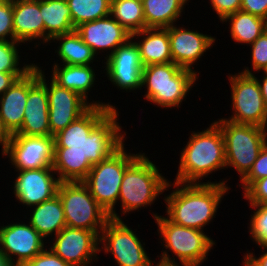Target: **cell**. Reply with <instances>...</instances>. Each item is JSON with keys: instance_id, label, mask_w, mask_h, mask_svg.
<instances>
[{"instance_id": "obj_1", "label": "cell", "mask_w": 267, "mask_h": 266, "mask_svg": "<svg viewBox=\"0 0 267 266\" xmlns=\"http://www.w3.org/2000/svg\"><path fill=\"white\" fill-rule=\"evenodd\" d=\"M119 110L91 106L54 137L52 168L60 182H82L94 164L110 157L127 140Z\"/></svg>"}, {"instance_id": "obj_2", "label": "cell", "mask_w": 267, "mask_h": 266, "mask_svg": "<svg viewBox=\"0 0 267 266\" xmlns=\"http://www.w3.org/2000/svg\"><path fill=\"white\" fill-rule=\"evenodd\" d=\"M164 195L166 215L174 224L204 231L213 222L230 186L216 183H181L168 181Z\"/></svg>"}, {"instance_id": "obj_3", "label": "cell", "mask_w": 267, "mask_h": 266, "mask_svg": "<svg viewBox=\"0 0 267 266\" xmlns=\"http://www.w3.org/2000/svg\"><path fill=\"white\" fill-rule=\"evenodd\" d=\"M188 138L179 155L174 182L228 185V179L203 182L208 175L226 170L225 140L220 127L213 121L202 131H192Z\"/></svg>"}, {"instance_id": "obj_4", "label": "cell", "mask_w": 267, "mask_h": 266, "mask_svg": "<svg viewBox=\"0 0 267 266\" xmlns=\"http://www.w3.org/2000/svg\"><path fill=\"white\" fill-rule=\"evenodd\" d=\"M151 214L158 227L159 242L165 248L157 256L159 262L175 266H201L208 259L211 249L216 245L211 236L202 230L174 224L164 214ZM168 251L172 252L170 254L173 257Z\"/></svg>"}, {"instance_id": "obj_5", "label": "cell", "mask_w": 267, "mask_h": 266, "mask_svg": "<svg viewBox=\"0 0 267 266\" xmlns=\"http://www.w3.org/2000/svg\"><path fill=\"white\" fill-rule=\"evenodd\" d=\"M160 172L156 163L143 151L125 169L118 199L121 207L119 220L127 213L154 205L157 197L163 195L169 180Z\"/></svg>"}, {"instance_id": "obj_6", "label": "cell", "mask_w": 267, "mask_h": 266, "mask_svg": "<svg viewBox=\"0 0 267 266\" xmlns=\"http://www.w3.org/2000/svg\"><path fill=\"white\" fill-rule=\"evenodd\" d=\"M198 78L195 72L181 68L173 62L144 66L142 87L147 90L143 98L154 104V107L180 108Z\"/></svg>"}, {"instance_id": "obj_7", "label": "cell", "mask_w": 267, "mask_h": 266, "mask_svg": "<svg viewBox=\"0 0 267 266\" xmlns=\"http://www.w3.org/2000/svg\"><path fill=\"white\" fill-rule=\"evenodd\" d=\"M125 145L126 143L107 159L94 164L82 181L109 217L116 220H119L115 209L125 169L142 153L131 154L125 149Z\"/></svg>"}, {"instance_id": "obj_8", "label": "cell", "mask_w": 267, "mask_h": 266, "mask_svg": "<svg viewBox=\"0 0 267 266\" xmlns=\"http://www.w3.org/2000/svg\"><path fill=\"white\" fill-rule=\"evenodd\" d=\"M214 122L220 127L225 140L226 168L235 169L241 181L252 168L267 141V129L222 118Z\"/></svg>"}, {"instance_id": "obj_9", "label": "cell", "mask_w": 267, "mask_h": 266, "mask_svg": "<svg viewBox=\"0 0 267 266\" xmlns=\"http://www.w3.org/2000/svg\"><path fill=\"white\" fill-rule=\"evenodd\" d=\"M57 195L68 227L87 229L100 236L110 217L83 182H60Z\"/></svg>"}, {"instance_id": "obj_10", "label": "cell", "mask_w": 267, "mask_h": 266, "mask_svg": "<svg viewBox=\"0 0 267 266\" xmlns=\"http://www.w3.org/2000/svg\"><path fill=\"white\" fill-rule=\"evenodd\" d=\"M137 235L123 219L110 218L99 236V252L111 254L118 266H150L155 260L148 256L146 244Z\"/></svg>"}, {"instance_id": "obj_11", "label": "cell", "mask_w": 267, "mask_h": 266, "mask_svg": "<svg viewBox=\"0 0 267 266\" xmlns=\"http://www.w3.org/2000/svg\"><path fill=\"white\" fill-rule=\"evenodd\" d=\"M231 90L232 114L229 120L238 124H251L267 129V107L255 74L238 72L228 74Z\"/></svg>"}, {"instance_id": "obj_12", "label": "cell", "mask_w": 267, "mask_h": 266, "mask_svg": "<svg viewBox=\"0 0 267 266\" xmlns=\"http://www.w3.org/2000/svg\"><path fill=\"white\" fill-rule=\"evenodd\" d=\"M39 65V80L46 86L49 103L50 136L62 131L83 115L91 105L73 90L66 89L45 74ZM50 80V82H49Z\"/></svg>"}, {"instance_id": "obj_13", "label": "cell", "mask_w": 267, "mask_h": 266, "mask_svg": "<svg viewBox=\"0 0 267 266\" xmlns=\"http://www.w3.org/2000/svg\"><path fill=\"white\" fill-rule=\"evenodd\" d=\"M18 220L0 226V253L12 266H22L48 247L27 220Z\"/></svg>"}, {"instance_id": "obj_14", "label": "cell", "mask_w": 267, "mask_h": 266, "mask_svg": "<svg viewBox=\"0 0 267 266\" xmlns=\"http://www.w3.org/2000/svg\"><path fill=\"white\" fill-rule=\"evenodd\" d=\"M102 64H104L102 66L103 72H105L108 80L119 91L129 93L137 89L142 90L144 66L140 58L139 48L132 38L119 46L110 56L102 59Z\"/></svg>"}, {"instance_id": "obj_15", "label": "cell", "mask_w": 267, "mask_h": 266, "mask_svg": "<svg viewBox=\"0 0 267 266\" xmlns=\"http://www.w3.org/2000/svg\"><path fill=\"white\" fill-rule=\"evenodd\" d=\"M49 241V249L72 266L98 261L99 236L94 231L66 226Z\"/></svg>"}, {"instance_id": "obj_16", "label": "cell", "mask_w": 267, "mask_h": 266, "mask_svg": "<svg viewBox=\"0 0 267 266\" xmlns=\"http://www.w3.org/2000/svg\"><path fill=\"white\" fill-rule=\"evenodd\" d=\"M53 136L11 135L7 150L2 155L9 158L15 170L52 167L54 158ZM7 156V157H6Z\"/></svg>"}, {"instance_id": "obj_17", "label": "cell", "mask_w": 267, "mask_h": 266, "mask_svg": "<svg viewBox=\"0 0 267 266\" xmlns=\"http://www.w3.org/2000/svg\"><path fill=\"white\" fill-rule=\"evenodd\" d=\"M14 171L17 176L13 182L12 193L18 204H22L26 209L57 195L60 180L52 167Z\"/></svg>"}, {"instance_id": "obj_18", "label": "cell", "mask_w": 267, "mask_h": 266, "mask_svg": "<svg viewBox=\"0 0 267 266\" xmlns=\"http://www.w3.org/2000/svg\"><path fill=\"white\" fill-rule=\"evenodd\" d=\"M181 25L179 27L176 23L169 27L172 61L179 67L191 70L199 76L200 72L197 73V70L193 69L194 65L201 60L206 51L213 48L216 38Z\"/></svg>"}, {"instance_id": "obj_19", "label": "cell", "mask_w": 267, "mask_h": 266, "mask_svg": "<svg viewBox=\"0 0 267 266\" xmlns=\"http://www.w3.org/2000/svg\"><path fill=\"white\" fill-rule=\"evenodd\" d=\"M38 64L29 71V92L23 124L16 134L50 136L48 95L46 86L39 80Z\"/></svg>"}, {"instance_id": "obj_20", "label": "cell", "mask_w": 267, "mask_h": 266, "mask_svg": "<svg viewBox=\"0 0 267 266\" xmlns=\"http://www.w3.org/2000/svg\"><path fill=\"white\" fill-rule=\"evenodd\" d=\"M75 31L96 55L100 56L103 52L104 59L131 38V33L111 15L82 23L75 28Z\"/></svg>"}, {"instance_id": "obj_21", "label": "cell", "mask_w": 267, "mask_h": 266, "mask_svg": "<svg viewBox=\"0 0 267 266\" xmlns=\"http://www.w3.org/2000/svg\"><path fill=\"white\" fill-rule=\"evenodd\" d=\"M13 29L15 41L23 45L35 41L34 48L45 45V26L40 12V0H13Z\"/></svg>"}, {"instance_id": "obj_22", "label": "cell", "mask_w": 267, "mask_h": 266, "mask_svg": "<svg viewBox=\"0 0 267 266\" xmlns=\"http://www.w3.org/2000/svg\"><path fill=\"white\" fill-rule=\"evenodd\" d=\"M93 65H66V64H53L50 71V77L58 83L60 86L73 90L84 98L91 106L109 107L113 110H118L116 105H112L110 102H103L100 100H92L89 95L95 86L97 73L95 72ZM96 73V74H95Z\"/></svg>"}, {"instance_id": "obj_23", "label": "cell", "mask_w": 267, "mask_h": 266, "mask_svg": "<svg viewBox=\"0 0 267 266\" xmlns=\"http://www.w3.org/2000/svg\"><path fill=\"white\" fill-rule=\"evenodd\" d=\"M29 92V72L17 79L0 96V118L10 135L16 134L22 124Z\"/></svg>"}, {"instance_id": "obj_24", "label": "cell", "mask_w": 267, "mask_h": 266, "mask_svg": "<svg viewBox=\"0 0 267 266\" xmlns=\"http://www.w3.org/2000/svg\"><path fill=\"white\" fill-rule=\"evenodd\" d=\"M131 38L139 48L143 66L173 62L170 48L169 27L145 28L142 31L132 33Z\"/></svg>"}, {"instance_id": "obj_25", "label": "cell", "mask_w": 267, "mask_h": 266, "mask_svg": "<svg viewBox=\"0 0 267 266\" xmlns=\"http://www.w3.org/2000/svg\"><path fill=\"white\" fill-rule=\"evenodd\" d=\"M27 209L28 222L47 241L66 227L63 205L58 195ZM51 236V237H50ZM50 237V238H49Z\"/></svg>"}, {"instance_id": "obj_26", "label": "cell", "mask_w": 267, "mask_h": 266, "mask_svg": "<svg viewBox=\"0 0 267 266\" xmlns=\"http://www.w3.org/2000/svg\"><path fill=\"white\" fill-rule=\"evenodd\" d=\"M51 40L49 45L52 42H56L55 44L59 42L54 52L57 53L56 55L59 60L57 59L53 64L96 65L93 62L101 59V57H97L76 31L57 35ZM58 61L60 63H57Z\"/></svg>"}, {"instance_id": "obj_27", "label": "cell", "mask_w": 267, "mask_h": 266, "mask_svg": "<svg viewBox=\"0 0 267 266\" xmlns=\"http://www.w3.org/2000/svg\"><path fill=\"white\" fill-rule=\"evenodd\" d=\"M40 12L45 26V47L53 37L75 31L67 0H40Z\"/></svg>"}, {"instance_id": "obj_28", "label": "cell", "mask_w": 267, "mask_h": 266, "mask_svg": "<svg viewBox=\"0 0 267 266\" xmlns=\"http://www.w3.org/2000/svg\"><path fill=\"white\" fill-rule=\"evenodd\" d=\"M189 0H143L146 28H168L182 18ZM178 20V21H177Z\"/></svg>"}, {"instance_id": "obj_29", "label": "cell", "mask_w": 267, "mask_h": 266, "mask_svg": "<svg viewBox=\"0 0 267 266\" xmlns=\"http://www.w3.org/2000/svg\"><path fill=\"white\" fill-rule=\"evenodd\" d=\"M221 22L229 23L230 30L227 31L235 44L249 46L267 30V20L242 10L228 15Z\"/></svg>"}, {"instance_id": "obj_30", "label": "cell", "mask_w": 267, "mask_h": 266, "mask_svg": "<svg viewBox=\"0 0 267 266\" xmlns=\"http://www.w3.org/2000/svg\"><path fill=\"white\" fill-rule=\"evenodd\" d=\"M110 15L131 34L146 28L142 2L111 0Z\"/></svg>"}, {"instance_id": "obj_31", "label": "cell", "mask_w": 267, "mask_h": 266, "mask_svg": "<svg viewBox=\"0 0 267 266\" xmlns=\"http://www.w3.org/2000/svg\"><path fill=\"white\" fill-rule=\"evenodd\" d=\"M67 3L75 28L110 15L111 0H67Z\"/></svg>"}, {"instance_id": "obj_32", "label": "cell", "mask_w": 267, "mask_h": 266, "mask_svg": "<svg viewBox=\"0 0 267 266\" xmlns=\"http://www.w3.org/2000/svg\"><path fill=\"white\" fill-rule=\"evenodd\" d=\"M19 45L22 46V43L17 41H0V72L28 73L37 64L33 61L30 64H27V62L25 64L24 62L22 65Z\"/></svg>"}, {"instance_id": "obj_33", "label": "cell", "mask_w": 267, "mask_h": 266, "mask_svg": "<svg viewBox=\"0 0 267 266\" xmlns=\"http://www.w3.org/2000/svg\"><path fill=\"white\" fill-rule=\"evenodd\" d=\"M251 208V218L248 229L251 240L258 246L267 247V205L249 204ZM254 208V209H253Z\"/></svg>"}, {"instance_id": "obj_34", "label": "cell", "mask_w": 267, "mask_h": 266, "mask_svg": "<svg viewBox=\"0 0 267 266\" xmlns=\"http://www.w3.org/2000/svg\"><path fill=\"white\" fill-rule=\"evenodd\" d=\"M249 46L251 48L250 59L252 64L250 66H252V69L244 66V69L240 72L245 74L263 72L267 68V30Z\"/></svg>"}, {"instance_id": "obj_35", "label": "cell", "mask_w": 267, "mask_h": 266, "mask_svg": "<svg viewBox=\"0 0 267 266\" xmlns=\"http://www.w3.org/2000/svg\"><path fill=\"white\" fill-rule=\"evenodd\" d=\"M267 177V141L263 144V147L253 163L252 168L248 174L240 181L238 186L244 192L254 181Z\"/></svg>"}, {"instance_id": "obj_36", "label": "cell", "mask_w": 267, "mask_h": 266, "mask_svg": "<svg viewBox=\"0 0 267 266\" xmlns=\"http://www.w3.org/2000/svg\"><path fill=\"white\" fill-rule=\"evenodd\" d=\"M0 41H15L13 0H0Z\"/></svg>"}, {"instance_id": "obj_37", "label": "cell", "mask_w": 267, "mask_h": 266, "mask_svg": "<svg viewBox=\"0 0 267 266\" xmlns=\"http://www.w3.org/2000/svg\"><path fill=\"white\" fill-rule=\"evenodd\" d=\"M241 194L249 204L267 205V177L254 181Z\"/></svg>"}, {"instance_id": "obj_38", "label": "cell", "mask_w": 267, "mask_h": 266, "mask_svg": "<svg viewBox=\"0 0 267 266\" xmlns=\"http://www.w3.org/2000/svg\"><path fill=\"white\" fill-rule=\"evenodd\" d=\"M22 266H72L57 256L49 247Z\"/></svg>"}, {"instance_id": "obj_39", "label": "cell", "mask_w": 267, "mask_h": 266, "mask_svg": "<svg viewBox=\"0 0 267 266\" xmlns=\"http://www.w3.org/2000/svg\"><path fill=\"white\" fill-rule=\"evenodd\" d=\"M218 19L223 21L228 15H231L241 9V0H208Z\"/></svg>"}, {"instance_id": "obj_40", "label": "cell", "mask_w": 267, "mask_h": 266, "mask_svg": "<svg viewBox=\"0 0 267 266\" xmlns=\"http://www.w3.org/2000/svg\"><path fill=\"white\" fill-rule=\"evenodd\" d=\"M267 20V0H241V9Z\"/></svg>"}, {"instance_id": "obj_41", "label": "cell", "mask_w": 267, "mask_h": 266, "mask_svg": "<svg viewBox=\"0 0 267 266\" xmlns=\"http://www.w3.org/2000/svg\"><path fill=\"white\" fill-rule=\"evenodd\" d=\"M260 256H255V254L253 252H251L250 250L246 251V253H244L243 255V261L241 263H243V266H267V247H261L259 246Z\"/></svg>"}, {"instance_id": "obj_42", "label": "cell", "mask_w": 267, "mask_h": 266, "mask_svg": "<svg viewBox=\"0 0 267 266\" xmlns=\"http://www.w3.org/2000/svg\"><path fill=\"white\" fill-rule=\"evenodd\" d=\"M27 73H3L0 72V96L9 89L13 83Z\"/></svg>"}, {"instance_id": "obj_43", "label": "cell", "mask_w": 267, "mask_h": 266, "mask_svg": "<svg viewBox=\"0 0 267 266\" xmlns=\"http://www.w3.org/2000/svg\"><path fill=\"white\" fill-rule=\"evenodd\" d=\"M11 135L10 133L5 129L2 120L0 118V146H1V155L5 153L7 150L8 144L10 142Z\"/></svg>"}, {"instance_id": "obj_44", "label": "cell", "mask_w": 267, "mask_h": 266, "mask_svg": "<svg viewBox=\"0 0 267 266\" xmlns=\"http://www.w3.org/2000/svg\"><path fill=\"white\" fill-rule=\"evenodd\" d=\"M261 78L259 79L258 76L256 77L257 80H258V84H259V87H260V91L262 93V96H263V99H264V102H265V105L267 107V75H265L263 72H262V75H260Z\"/></svg>"}, {"instance_id": "obj_45", "label": "cell", "mask_w": 267, "mask_h": 266, "mask_svg": "<svg viewBox=\"0 0 267 266\" xmlns=\"http://www.w3.org/2000/svg\"><path fill=\"white\" fill-rule=\"evenodd\" d=\"M0 266H12L10 262L0 253Z\"/></svg>"}, {"instance_id": "obj_46", "label": "cell", "mask_w": 267, "mask_h": 266, "mask_svg": "<svg viewBox=\"0 0 267 266\" xmlns=\"http://www.w3.org/2000/svg\"><path fill=\"white\" fill-rule=\"evenodd\" d=\"M156 263V261H154L150 266H175V265H170V264H166V263H162V262H159V261H157V263Z\"/></svg>"}, {"instance_id": "obj_47", "label": "cell", "mask_w": 267, "mask_h": 266, "mask_svg": "<svg viewBox=\"0 0 267 266\" xmlns=\"http://www.w3.org/2000/svg\"><path fill=\"white\" fill-rule=\"evenodd\" d=\"M263 73L267 75V68L264 69Z\"/></svg>"}]
</instances>
